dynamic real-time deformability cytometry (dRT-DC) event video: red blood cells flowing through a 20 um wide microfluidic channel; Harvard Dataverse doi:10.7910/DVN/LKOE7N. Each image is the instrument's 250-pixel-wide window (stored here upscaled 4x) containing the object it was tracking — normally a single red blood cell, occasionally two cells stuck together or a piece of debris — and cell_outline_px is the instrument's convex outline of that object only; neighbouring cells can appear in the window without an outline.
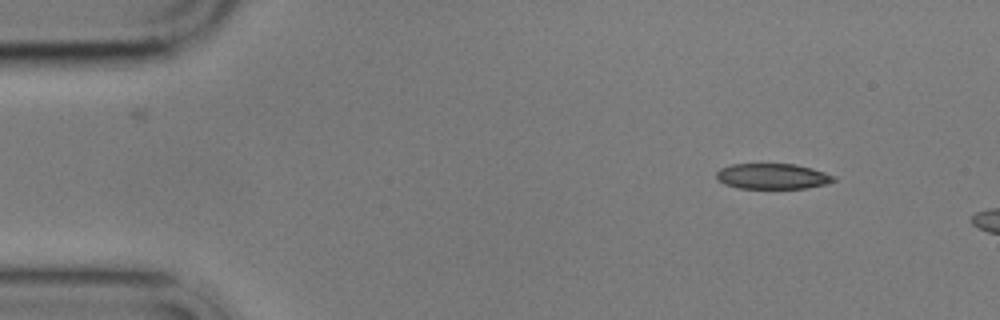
{"species": "common noctule bat (a hibernating species)", "species_latin": "Nyctalus noctula", "temperature_condition": "cold", "stored_images_in_passage": 2, "camera_frame_rate_fps": 3000, "um_per_image_px": 0.085, "animal": {"sex": "male", "body_mass_g": 17.9}, "frame": {"image": 1, "passage_image": 1, "time_ms": 0.0, "image_size_px": [1000, 320], "cell_outline_px": [[836, 180], [828, 184], [804, 188], [740, 188], [724, 184], [716, 176], [716, 172], [720, 168], [732, 164], [796, 164], [812, 168], [836, 176]], "centroid_in_image_um": [65.69, 14.98], "position_along_channel_um": 19.3, "area_um2": 17.46}}